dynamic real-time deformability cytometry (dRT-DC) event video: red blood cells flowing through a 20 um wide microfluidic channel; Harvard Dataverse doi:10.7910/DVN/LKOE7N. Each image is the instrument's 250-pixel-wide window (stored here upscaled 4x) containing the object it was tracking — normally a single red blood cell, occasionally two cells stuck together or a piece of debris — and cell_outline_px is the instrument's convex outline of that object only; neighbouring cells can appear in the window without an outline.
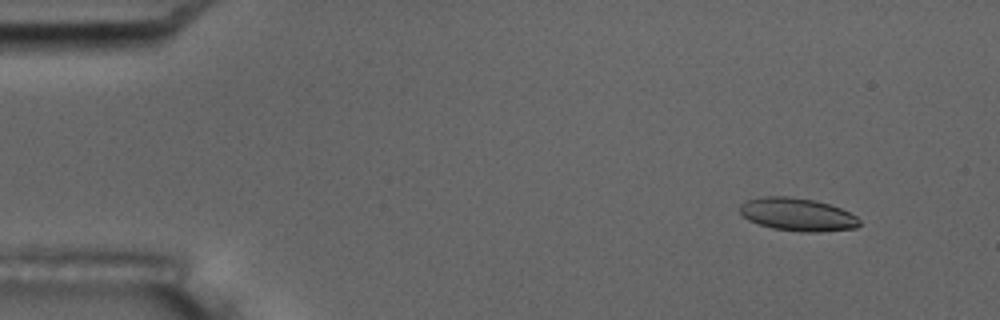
{"species": "common noctule bat (a hibernating species)", "species_latin": "Nyctalus noctula", "temperature_condition": "room temperature", "stored_images_in_passage": 5, "camera_frame_rate_fps": 3000, "um_per_image_px": 0.085, "animal": {"sex": "male", "body_mass_g": 17.5, "forearm_length_mm": 52.3}, "frame": {"image": 1, "passage_image": 2, "time_ms": 1.333, "image_size_px": [1000, 320], "cell_outline_px": [[860, 224], [856, 228], [820, 232], [804, 232], [772, 228], [748, 220], [740, 212], [740, 204], [748, 200], [764, 196], [788, 196], [816, 200], [840, 208], [856, 216], [860, 220]], "centroid_in_image_um": [67.79, 18.23], "position_along_channel_um": 17.2, "area_um2": 22.89}}
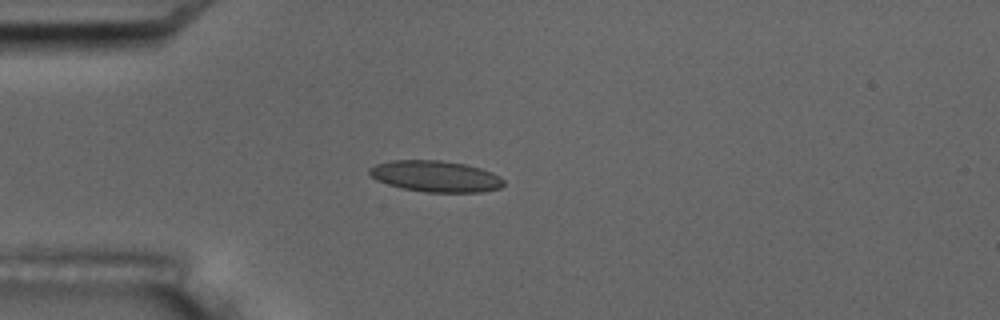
{"frame": {"image": 2, "passage_image": 5, "time_ms": 4.667, "image_size_px": [1000, 320], "cell_outline_px": [[504, 184], [500, 188], [484, 192], [424, 192], [404, 188], [388, 184], [376, 180], [368, 172], [368, 168], [376, 164], [392, 160], [440, 160], [464, 164], [480, 168], [492, 172], [500, 176], [504, 180]], "centroid_in_image_um": [37.04, 14.98], "position_along_channel_um": 48.0, "area_um2": 24.45}}